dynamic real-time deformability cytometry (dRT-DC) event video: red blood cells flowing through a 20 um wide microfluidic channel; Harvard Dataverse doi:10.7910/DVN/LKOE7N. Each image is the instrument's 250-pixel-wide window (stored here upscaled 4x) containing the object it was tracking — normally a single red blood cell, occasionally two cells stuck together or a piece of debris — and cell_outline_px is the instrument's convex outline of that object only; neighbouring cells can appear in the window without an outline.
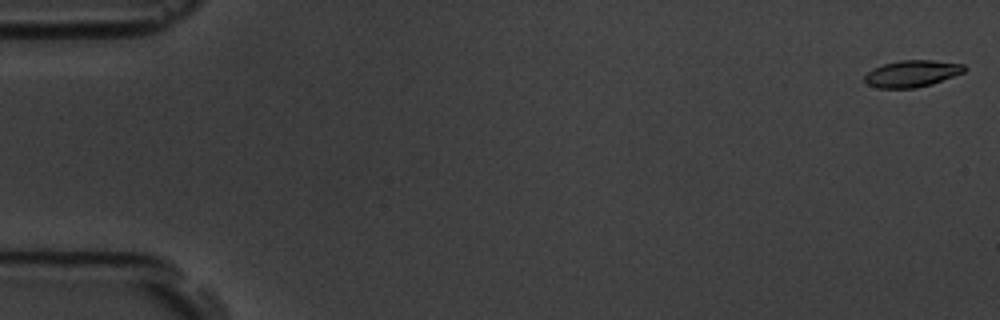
{"species": "common noctule bat (a hibernating species)", "species_latin": "Nyctalus noctula", "temperature_condition": "room temperature", "stored_images_in_passage": 7, "camera_frame_rate_fps": 3000, "um_per_image_px": 0.085, "animal": {"sex": "male", "body_mass_g": 19.5, "forearm_length_mm": 54.6}, "frame": {"image": 1, "passage_image": 1, "time_ms": 0.0, "image_size_px": [1000, 320], "cell_outline_px": [[968, 68], [964, 72], [932, 84], [916, 88], [880, 88], [868, 84], [864, 80], [864, 76], [872, 68], [884, 64], [900, 60], [932, 60], [964, 64]], "centroid_in_image_um": [77.53, 6.25], "position_along_channel_um": 7.5, "area_um2": 15.55}}
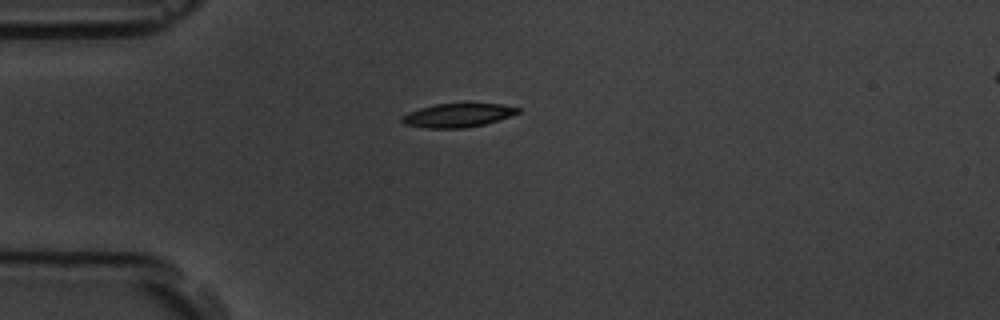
{"frame": {"image": 2, "passage_image": 5, "time_ms": 4.667, "image_size_px": [1000, 320], "cell_outline_px": [[520, 112], [484, 124], [464, 128], [424, 128], [404, 124], [400, 120], [400, 116], [408, 112], [420, 108], [436, 104], [500, 104], [520, 108]], "centroid_in_image_um": [38.83, 9.81], "position_along_channel_um": 46.2, "area_um2": 15.84}}
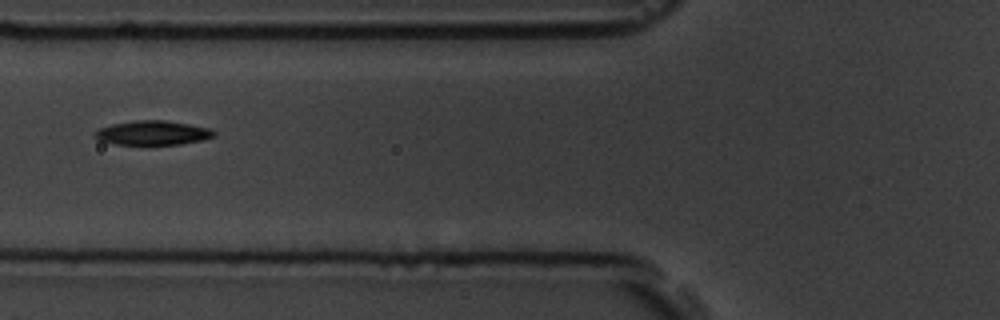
{"frame": {"image": 3, "passage_image": 7, "time_ms": 7.0, "image_size_px": [1000, 320], "cell_outline_px": [[216, 136], [200, 140], [180, 144], [116, 144], [100, 140], [92, 136], [92, 132], [100, 128], [112, 124], [136, 120], [164, 120], [212, 128], [216, 132]], "centroid_in_image_um": [12.97, 11.28], "position_along_channel_um": 112.8, "area_um2": 16.82}}